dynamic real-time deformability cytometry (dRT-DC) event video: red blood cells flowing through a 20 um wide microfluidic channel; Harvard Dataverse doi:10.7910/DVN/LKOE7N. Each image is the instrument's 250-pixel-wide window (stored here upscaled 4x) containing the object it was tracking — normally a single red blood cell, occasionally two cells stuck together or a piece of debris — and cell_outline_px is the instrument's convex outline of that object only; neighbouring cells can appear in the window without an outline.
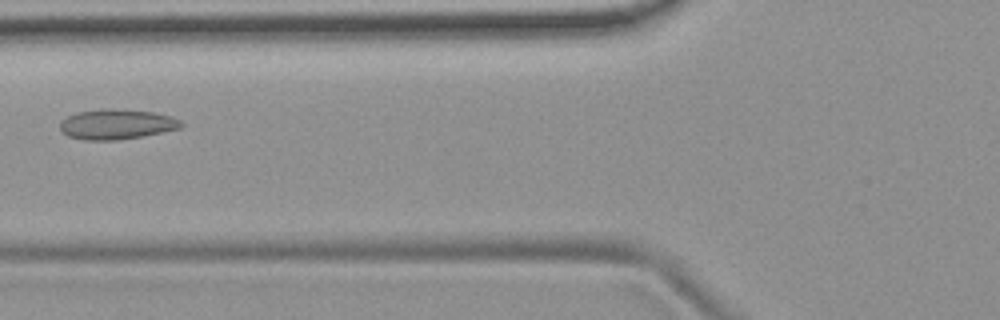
{"species": "common noctule bat (a hibernating species)", "species_latin": "Nyctalus noctula", "temperature_condition": "room temperature", "stored_images_in_passage": 14, "camera_frame_rate_fps": 3000, "um_per_image_px": 0.085, "animal": {"sex": "female", "body_mass_g": 19.9}, "frame": {"image": 1, "passage_image": 5, "time_ms": 5.667, "image_size_px": [1000, 320], "cell_outline_px": [[184, 124], [180, 128], [140, 136], [116, 140], [84, 140], [68, 136], [60, 128], [60, 124], [68, 116], [76, 112], [108, 108], [112, 108], [152, 112], [172, 116], [180, 120]], "centroid_in_image_um": [9.92, 10.55], "position_along_channel_um": 115.9, "area_um2": 20.98}}
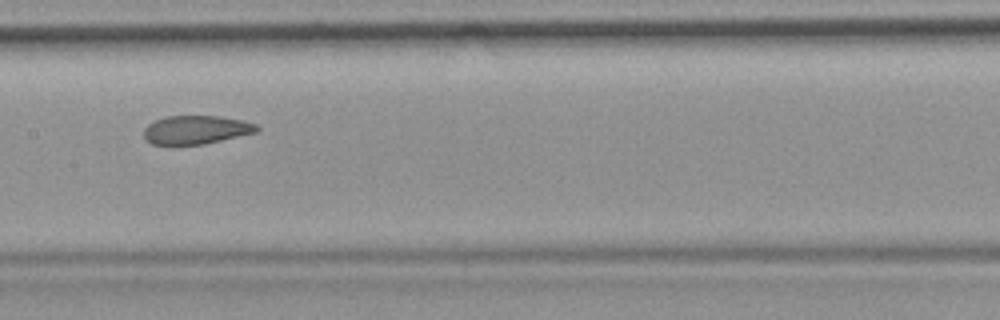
{"frame": {"image": 2, "passage_image": 7, "time_ms": 7.667, "image_size_px": [1000, 320], "cell_outline_px": [[260, 128], [256, 132], [204, 144], [176, 148], [152, 144], [144, 140], [144, 128], [148, 124], [164, 116], [220, 116], [240, 120], [256, 124]], "centroid_in_image_um": [16.57, 11.08], "position_along_channel_um": 190.8, "area_um2": 19.42}}